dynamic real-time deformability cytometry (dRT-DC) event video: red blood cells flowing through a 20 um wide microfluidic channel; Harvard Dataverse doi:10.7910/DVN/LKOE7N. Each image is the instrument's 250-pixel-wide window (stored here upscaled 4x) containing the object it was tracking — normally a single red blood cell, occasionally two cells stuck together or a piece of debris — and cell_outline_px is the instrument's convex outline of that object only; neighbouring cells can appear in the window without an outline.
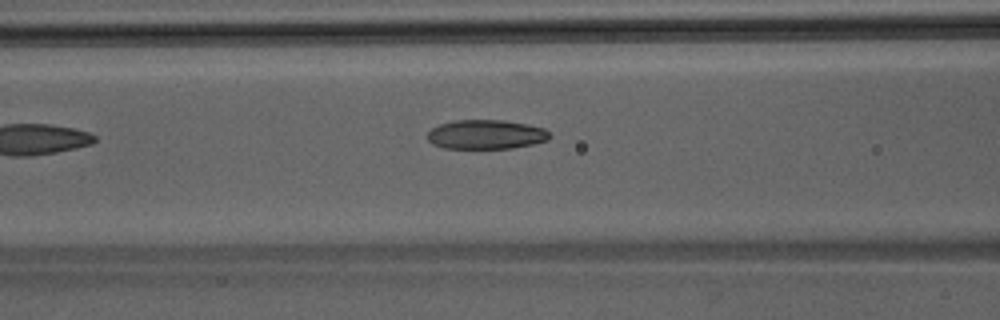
{"species": "Egyptian fruit bat (a non-hibernating species)", "species_latin": "Rousettus aegyptiacus", "temperature_condition": "room temperature", "stored_images_in_passage": 6, "camera_frame_rate_fps": 3000, "um_per_image_px": 0.085, "animal": {"sex": "male"}, "frame": {"image": 1, "passage_image": 6, "time_ms": 1.667, "image_size_px": [1000, 320], "cell_outline_px": [[552, 136], [548, 140], [532, 144], [512, 148], [444, 148], [432, 144], [428, 140], [428, 132], [432, 128], [440, 124], [456, 120], [504, 120], [528, 124], [544, 128]], "centroid_in_image_um": [41.32, 11.43], "position_along_channel_um": 125.3, "area_um2": 20.87}}